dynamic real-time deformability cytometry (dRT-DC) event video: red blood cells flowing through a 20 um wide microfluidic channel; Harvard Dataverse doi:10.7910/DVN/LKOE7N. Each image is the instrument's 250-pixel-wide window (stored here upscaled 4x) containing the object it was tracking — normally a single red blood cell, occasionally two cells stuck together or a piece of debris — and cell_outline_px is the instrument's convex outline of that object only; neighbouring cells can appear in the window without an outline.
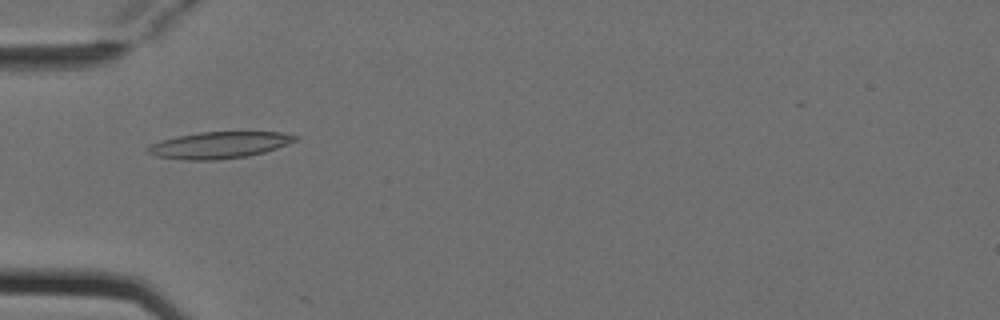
{"species": "Egyptian fruit bat (a non-hibernating species)", "species_latin": "Rousettus aegyptiacus", "temperature_condition": "cold", "stored_images_in_passage": 4, "camera_frame_rate_fps": 3000, "um_per_image_px": 0.085, "animal": {"sex": "female"}, "frame": {"image": 1, "passage_image": 1, "time_ms": 0.0, "image_size_px": [1000, 320], "cell_outline_px": [[300, 136], [296, 140], [288, 144], [264, 152], [248, 156], [220, 160], [184, 160], [156, 156], [144, 152], [144, 148], [160, 140], [176, 136], [200, 132], [280, 132]], "centroid_in_image_um": [18.58, 12.34], "position_along_channel_um": 66.4, "area_um2": 23.06}}
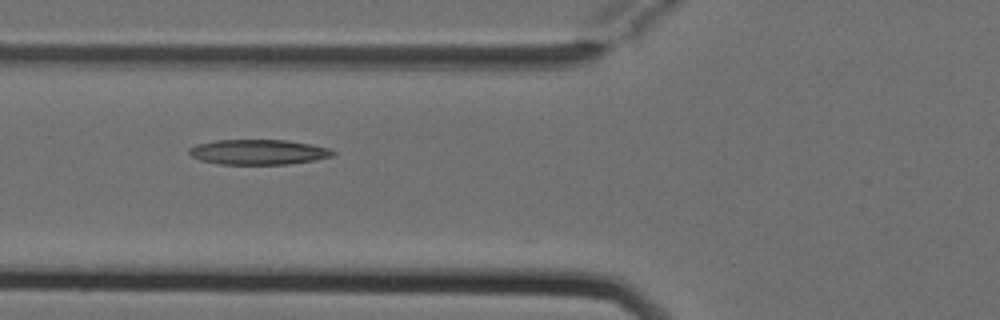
{"frame": {"image": 2, "passage_image": 2, "time_ms": 0.333, "image_size_px": [1000, 320], "cell_outline_px": [[336, 152], [332, 156], [316, 160], [288, 164], [220, 164], [200, 160], [192, 156], [188, 152], [188, 148], [196, 144], [216, 140], [288, 140], [312, 144], [328, 148]], "centroid_in_image_um": [21.96, 12.92], "position_along_channel_um": 103.8, "area_um2": 21.1}}
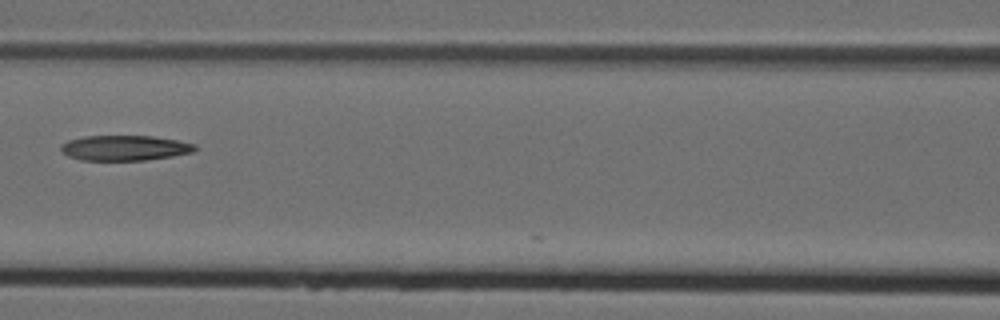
{"frame": {"image": 3, "passage_image": 3, "time_ms": 0.667, "image_size_px": [1000, 320], "cell_outline_px": [[196, 148], [192, 152], [172, 156], [144, 160], [80, 160], [68, 156], [60, 152], [60, 144], [68, 140], [84, 136], [152, 136], [176, 140], [196, 144]], "centroid_in_image_um": [10.54, 12.57], "position_along_channel_um": 156.1, "area_um2": 19.71}}